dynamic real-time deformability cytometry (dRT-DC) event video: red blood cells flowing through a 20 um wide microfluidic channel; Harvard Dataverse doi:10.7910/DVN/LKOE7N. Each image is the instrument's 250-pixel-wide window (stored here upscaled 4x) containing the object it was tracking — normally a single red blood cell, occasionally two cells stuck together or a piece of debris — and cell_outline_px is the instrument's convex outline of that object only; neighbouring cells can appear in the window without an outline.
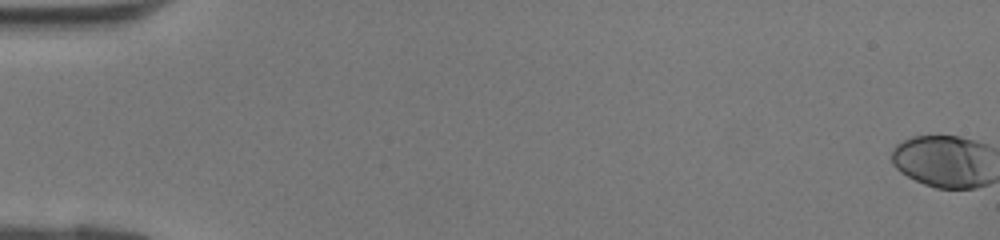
{"species": "human", "species_latin": "Homo sapiens", "temperature_condition": "room temperature", "stored_images_in_passage": 44, "camera_frame_rate_fps": 3000, "um_per_image_px": 0.085, "donor": {"sex": "female"}, "frame": {"image": 1, "passage_image": 1, "time_ms": 0.0, "image_size_px": [1000, 240], "cell_outline_px": [[980, 184], [968, 188], [940, 188], [928, 184], [904, 172], [896, 164], [896, 148], [908, 140], [920, 136], [952, 136], [964, 140]], "centroid_in_image_um": [79.72, 13.74], "position_along_channel_um": 5.3, "area_um2": 24.28}}
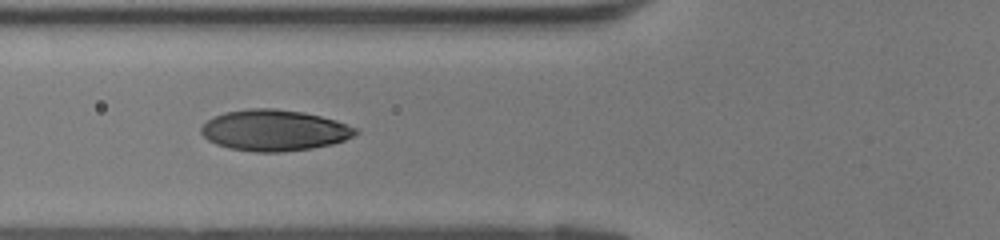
{"frame": {"image": 2, "passage_image": 18, "time_ms": 5.667, "image_size_px": [1000, 240], "cell_outline_px": [[352, 132], [348, 136], [340, 140], [324, 144], [304, 148], [236, 148], [212, 140], [204, 132], [204, 128], [212, 120], [220, 116], [232, 112], [296, 112], [316, 116], [332, 120], [348, 128]], "centroid_in_image_um": [23.32, 11.07], "position_along_channel_um": 102.5, "area_um2": 31.04}}
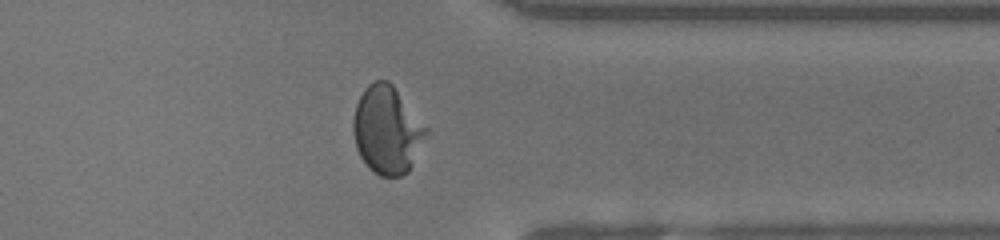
{"frame": {"image": 3, "passage_image": 35, "time_ms": 11.333, "image_size_px": [1000, 240], "cell_outline_px": [[408, 168], [404, 172], [396, 176], [384, 176], [376, 172], [364, 160], [356, 144], [356, 108], [364, 92], [372, 84], [380, 80], [388, 84], [392, 88], [396, 96], [408, 136]], "centroid_in_image_um": [32.46, 11.12], "position_along_channel_um": 378.9, "area_um2": 27.92}}